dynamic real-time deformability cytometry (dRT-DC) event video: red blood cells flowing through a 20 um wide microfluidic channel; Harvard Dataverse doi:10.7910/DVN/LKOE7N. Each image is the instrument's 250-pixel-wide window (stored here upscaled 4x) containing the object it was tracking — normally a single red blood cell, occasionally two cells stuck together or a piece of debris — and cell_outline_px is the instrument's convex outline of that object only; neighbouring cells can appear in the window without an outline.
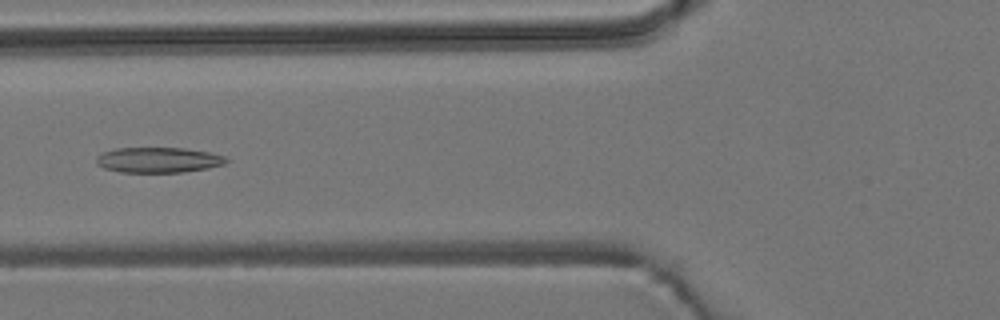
{"species": "common noctule bat (a hibernating species)", "species_latin": "Nyctalus noctula", "temperature_condition": "room temperature", "stored_images_in_passage": 54, "camera_frame_rate_fps": 3000, "um_per_image_px": 0.085, "animal": {"sex": "male", "body_mass_g": 19.2, "forearm_length_mm": 51.8}, "frame": {"image": 1, "passage_image": 21, "time_ms": 6.667, "image_size_px": [1000, 320], "cell_outline_px": [[228, 160], [224, 164], [208, 168], [184, 172], [120, 172], [104, 168], [96, 164], [96, 156], [104, 152], [116, 148], [184, 148], [208, 152], [224, 156]], "centroid_in_image_um": [13.44, 13.6], "position_along_channel_um": 112.4, "area_um2": 19.13}}
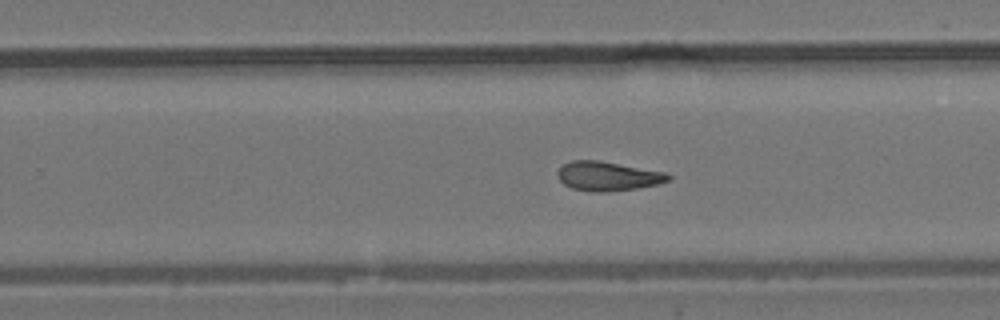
{"frame": {"image": 2, "passage_image": 34, "time_ms": 11.0, "image_size_px": [1000, 320], "cell_outline_px": [[672, 180], [660, 184], [636, 188], [608, 192], [592, 192], [572, 188], [564, 184], [560, 180], [556, 172], [564, 164], [572, 160], [596, 160], [668, 172], [672, 176]], "centroid_in_image_um": [51.72, 14.98], "position_along_channel_um": 278.1, "area_um2": 19.02}}
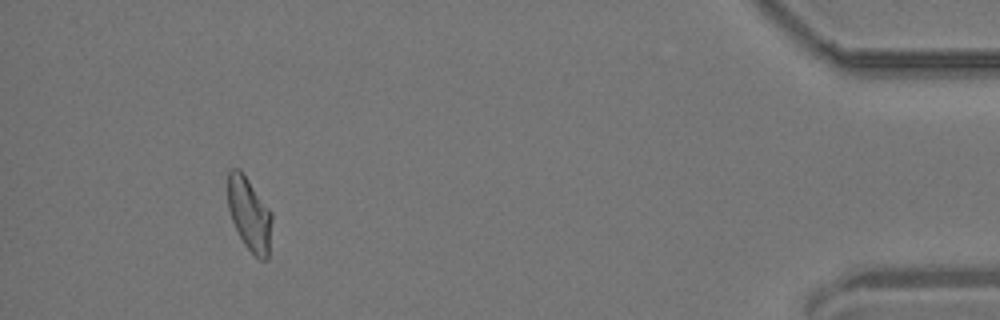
{"frame": {"image": 3, "passage_image": 50, "time_ms": 16.333, "image_size_px": [1000, 320], "cell_outline_px": [[272, 220], [268, 260], [260, 260], [244, 244], [232, 220], [228, 208], [228, 172], [232, 168], [240, 168], [272, 212]], "centroid_in_image_um": [21.21, 18.19], "position_along_channel_um": 414.0, "area_um2": 18.84}, "authors_computed_cell_mechanics": {"area_um2": 19.363, "velocity_mm_per_s": 3.8326, "shape_relaxation_time_tau1_ms": null, "shape_relaxation_time_tau2_ms": 4.3969, "deformation_change_tau1": null, "deformation_change_tau2": 0.1274}}